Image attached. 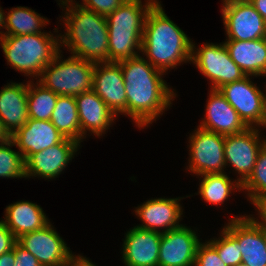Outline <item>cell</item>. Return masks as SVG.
<instances>
[{"label": "cell", "instance_id": "6da1fadb", "mask_svg": "<svg viewBox=\"0 0 266 266\" xmlns=\"http://www.w3.org/2000/svg\"><path fill=\"white\" fill-rule=\"evenodd\" d=\"M118 63L127 96V115L139 128L152 124L176 96L161 78L164 72L156 69L140 54Z\"/></svg>", "mask_w": 266, "mask_h": 266}, {"label": "cell", "instance_id": "7a4b0ae2", "mask_svg": "<svg viewBox=\"0 0 266 266\" xmlns=\"http://www.w3.org/2000/svg\"><path fill=\"white\" fill-rule=\"evenodd\" d=\"M141 52L156 69L166 72L191 61L190 38L165 14L162 6H153L147 14Z\"/></svg>", "mask_w": 266, "mask_h": 266}, {"label": "cell", "instance_id": "3957f363", "mask_svg": "<svg viewBox=\"0 0 266 266\" xmlns=\"http://www.w3.org/2000/svg\"><path fill=\"white\" fill-rule=\"evenodd\" d=\"M68 3L62 4L67 6L66 17L63 19L67 32L60 35V44L66 45L73 56L94 63L109 62L106 17L85 9L78 3Z\"/></svg>", "mask_w": 266, "mask_h": 266}, {"label": "cell", "instance_id": "277c9868", "mask_svg": "<svg viewBox=\"0 0 266 266\" xmlns=\"http://www.w3.org/2000/svg\"><path fill=\"white\" fill-rule=\"evenodd\" d=\"M143 6H145L143 8ZM161 6L157 0H126L106 17L109 40V62H120L138 56L148 12Z\"/></svg>", "mask_w": 266, "mask_h": 266}, {"label": "cell", "instance_id": "5b68a950", "mask_svg": "<svg viewBox=\"0 0 266 266\" xmlns=\"http://www.w3.org/2000/svg\"><path fill=\"white\" fill-rule=\"evenodd\" d=\"M59 36L46 32L29 35L0 36L7 63L26 76H39L60 52ZM58 39H57V38Z\"/></svg>", "mask_w": 266, "mask_h": 266}, {"label": "cell", "instance_id": "8992f818", "mask_svg": "<svg viewBox=\"0 0 266 266\" xmlns=\"http://www.w3.org/2000/svg\"><path fill=\"white\" fill-rule=\"evenodd\" d=\"M60 53L43 69L39 83L63 96L75 97L92 90L95 63L73 55L62 61Z\"/></svg>", "mask_w": 266, "mask_h": 266}, {"label": "cell", "instance_id": "52a82bcc", "mask_svg": "<svg viewBox=\"0 0 266 266\" xmlns=\"http://www.w3.org/2000/svg\"><path fill=\"white\" fill-rule=\"evenodd\" d=\"M192 42L191 61L212 82V88L220 87L241 80L246 75L231 59L226 45L204 44L195 50Z\"/></svg>", "mask_w": 266, "mask_h": 266}, {"label": "cell", "instance_id": "ba28073f", "mask_svg": "<svg viewBox=\"0 0 266 266\" xmlns=\"http://www.w3.org/2000/svg\"><path fill=\"white\" fill-rule=\"evenodd\" d=\"M221 11L226 40L249 41L266 37V21L249 0L223 1Z\"/></svg>", "mask_w": 266, "mask_h": 266}, {"label": "cell", "instance_id": "9c48e42d", "mask_svg": "<svg viewBox=\"0 0 266 266\" xmlns=\"http://www.w3.org/2000/svg\"><path fill=\"white\" fill-rule=\"evenodd\" d=\"M190 136L189 171L196 175L224 173L225 136L197 128Z\"/></svg>", "mask_w": 266, "mask_h": 266}, {"label": "cell", "instance_id": "30bf717a", "mask_svg": "<svg viewBox=\"0 0 266 266\" xmlns=\"http://www.w3.org/2000/svg\"><path fill=\"white\" fill-rule=\"evenodd\" d=\"M259 129L248 127L244 131L225 136V164H231L240 175L237 181L242 185L252 174L257 156L266 144L259 137ZM260 140H262L260 142Z\"/></svg>", "mask_w": 266, "mask_h": 266}, {"label": "cell", "instance_id": "8fae6325", "mask_svg": "<svg viewBox=\"0 0 266 266\" xmlns=\"http://www.w3.org/2000/svg\"><path fill=\"white\" fill-rule=\"evenodd\" d=\"M255 219L250 216L234 217L224 229L239 243L243 263L266 266L264 227Z\"/></svg>", "mask_w": 266, "mask_h": 266}, {"label": "cell", "instance_id": "7c38bea8", "mask_svg": "<svg viewBox=\"0 0 266 266\" xmlns=\"http://www.w3.org/2000/svg\"><path fill=\"white\" fill-rule=\"evenodd\" d=\"M218 90L236 110L244 124L247 127L256 128L255 125L257 126L261 119L266 94L250 81V77L245 76L241 80L220 87Z\"/></svg>", "mask_w": 266, "mask_h": 266}, {"label": "cell", "instance_id": "4fadbf2b", "mask_svg": "<svg viewBox=\"0 0 266 266\" xmlns=\"http://www.w3.org/2000/svg\"><path fill=\"white\" fill-rule=\"evenodd\" d=\"M17 242L42 266H62L72 253L50 223L42 229L22 235Z\"/></svg>", "mask_w": 266, "mask_h": 266}, {"label": "cell", "instance_id": "5bb4252c", "mask_svg": "<svg viewBox=\"0 0 266 266\" xmlns=\"http://www.w3.org/2000/svg\"><path fill=\"white\" fill-rule=\"evenodd\" d=\"M199 244L196 232L183 225L162 233L159 266H194Z\"/></svg>", "mask_w": 266, "mask_h": 266}, {"label": "cell", "instance_id": "9a60e30c", "mask_svg": "<svg viewBox=\"0 0 266 266\" xmlns=\"http://www.w3.org/2000/svg\"><path fill=\"white\" fill-rule=\"evenodd\" d=\"M92 90L116 116L119 113L127 115V96L119 63H95Z\"/></svg>", "mask_w": 266, "mask_h": 266}, {"label": "cell", "instance_id": "2e32d148", "mask_svg": "<svg viewBox=\"0 0 266 266\" xmlns=\"http://www.w3.org/2000/svg\"><path fill=\"white\" fill-rule=\"evenodd\" d=\"M75 140L64 138L60 143L31 154L25 160V175L52 179L57 177L72 160L80 146Z\"/></svg>", "mask_w": 266, "mask_h": 266}, {"label": "cell", "instance_id": "e0dca14e", "mask_svg": "<svg viewBox=\"0 0 266 266\" xmlns=\"http://www.w3.org/2000/svg\"><path fill=\"white\" fill-rule=\"evenodd\" d=\"M162 232L135 226L125 235L123 261L126 266H159V247Z\"/></svg>", "mask_w": 266, "mask_h": 266}, {"label": "cell", "instance_id": "ac0fdd59", "mask_svg": "<svg viewBox=\"0 0 266 266\" xmlns=\"http://www.w3.org/2000/svg\"><path fill=\"white\" fill-rule=\"evenodd\" d=\"M11 139L26 160L31 154L60 143L64 137L50 120L29 118L26 125L11 135Z\"/></svg>", "mask_w": 266, "mask_h": 266}, {"label": "cell", "instance_id": "d6986e66", "mask_svg": "<svg viewBox=\"0 0 266 266\" xmlns=\"http://www.w3.org/2000/svg\"><path fill=\"white\" fill-rule=\"evenodd\" d=\"M179 201V198H157L146 201L135 210L136 215L144 223L137 227L156 232H161L158 229L164 228L162 233L180 227L182 224H179V219L183 210Z\"/></svg>", "mask_w": 266, "mask_h": 266}, {"label": "cell", "instance_id": "ffe728a7", "mask_svg": "<svg viewBox=\"0 0 266 266\" xmlns=\"http://www.w3.org/2000/svg\"><path fill=\"white\" fill-rule=\"evenodd\" d=\"M207 100L206 118L198 127L223 136L240 133L248 128L219 90L211 89Z\"/></svg>", "mask_w": 266, "mask_h": 266}, {"label": "cell", "instance_id": "44dd1931", "mask_svg": "<svg viewBox=\"0 0 266 266\" xmlns=\"http://www.w3.org/2000/svg\"><path fill=\"white\" fill-rule=\"evenodd\" d=\"M75 100L80 122V142L87 131L100 136L114 122L116 115L93 90L75 96Z\"/></svg>", "mask_w": 266, "mask_h": 266}, {"label": "cell", "instance_id": "7402d4cb", "mask_svg": "<svg viewBox=\"0 0 266 266\" xmlns=\"http://www.w3.org/2000/svg\"><path fill=\"white\" fill-rule=\"evenodd\" d=\"M27 92V83H11L0 91V119L10 135L26 125L29 119Z\"/></svg>", "mask_w": 266, "mask_h": 266}, {"label": "cell", "instance_id": "603a6c76", "mask_svg": "<svg viewBox=\"0 0 266 266\" xmlns=\"http://www.w3.org/2000/svg\"><path fill=\"white\" fill-rule=\"evenodd\" d=\"M232 61L246 76H264L266 73V37L257 40L224 42Z\"/></svg>", "mask_w": 266, "mask_h": 266}, {"label": "cell", "instance_id": "cb8c5ba5", "mask_svg": "<svg viewBox=\"0 0 266 266\" xmlns=\"http://www.w3.org/2000/svg\"><path fill=\"white\" fill-rule=\"evenodd\" d=\"M4 223L16 239L49 224L43 209L32 202L20 201L6 207Z\"/></svg>", "mask_w": 266, "mask_h": 266}, {"label": "cell", "instance_id": "d4e9b609", "mask_svg": "<svg viewBox=\"0 0 266 266\" xmlns=\"http://www.w3.org/2000/svg\"><path fill=\"white\" fill-rule=\"evenodd\" d=\"M50 121L64 138L80 143V122L74 96L58 95Z\"/></svg>", "mask_w": 266, "mask_h": 266}, {"label": "cell", "instance_id": "484cf974", "mask_svg": "<svg viewBox=\"0 0 266 266\" xmlns=\"http://www.w3.org/2000/svg\"><path fill=\"white\" fill-rule=\"evenodd\" d=\"M49 21L43 18L34 10L27 7L12 8L7 13L5 33L0 36L39 34L40 27L45 26Z\"/></svg>", "mask_w": 266, "mask_h": 266}, {"label": "cell", "instance_id": "4316f807", "mask_svg": "<svg viewBox=\"0 0 266 266\" xmlns=\"http://www.w3.org/2000/svg\"><path fill=\"white\" fill-rule=\"evenodd\" d=\"M199 193L201 197L210 204H222L226 199L229 198L231 191L236 188L238 190L242 189V185L235 180H230V177L224 173L215 174H204Z\"/></svg>", "mask_w": 266, "mask_h": 266}, {"label": "cell", "instance_id": "83f0119b", "mask_svg": "<svg viewBox=\"0 0 266 266\" xmlns=\"http://www.w3.org/2000/svg\"><path fill=\"white\" fill-rule=\"evenodd\" d=\"M27 106L31 119L50 120L58 95L39 83L38 86L28 81Z\"/></svg>", "mask_w": 266, "mask_h": 266}, {"label": "cell", "instance_id": "f1b7e54d", "mask_svg": "<svg viewBox=\"0 0 266 266\" xmlns=\"http://www.w3.org/2000/svg\"><path fill=\"white\" fill-rule=\"evenodd\" d=\"M242 190H247L253 205L266 198V144L257 156L252 174L242 184Z\"/></svg>", "mask_w": 266, "mask_h": 266}, {"label": "cell", "instance_id": "f546056e", "mask_svg": "<svg viewBox=\"0 0 266 266\" xmlns=\"http://www.w3.org/2000/svg\"><path fill=\"white\" fill-rule=\"evenodd\" d=\"M11 146H16L11 138L0 143V177L24 178L25 160L20 151L10 149Z\"/></svg>", "mask_w": 266, "mask_h": 266}, {"label": "cell", "instance_id": "4dcf8cb0", "mask_svg": "<svg viewBox=\"0 0 266 266\" xmlns=\"http://www.w3.org/2000/svg\"><path fill=\"white\" fill-rule=\"evenodd\" d=\"M220 239L208 241L217 251L221 261L226 266H235L242 262V254L239 243L223 228Z\"/></svg>", "mask_w": 266, "mask_h": 266}, {"label": "cell", "instance_id": "1f68e13d", "mask_svg": "<svg viewBox=\"0 0 266 266\" xmlns=\"http://www.w3.org/2000/svg\"><path fill=\"white\" fill-rule=\"evenodd\" d=\"M194 266H226L217 251L207 242L198 245Z\"/></svg>", "mask_w": 266, "mask_h": 266}, {"label": "cell", "instance_id": "d6a6232c", "mask_svg": "<svg viewBox=\"0 0 266 266\" xmlns=\"http://www.w3.org/2000/svg\"><path fill=\"white\" fill-rule=\"evenodd\" d=\"M126 0H83L81 7L94 11L98 15L107 17L113 13Z\"/></svg>", "mask_w": 266, "mask_h": 266}, {"label": "cell", "instance_id": "836d02e7", "mask_svg": "<svg viewBox=\"0 0 266 266\" xmlns=\"http://www.w3.org/2000/svg\"><path fill=\"white\" fill-rule=\"evenodd\" d=\"M14 266H42L36 257L23 248L18 242L14 244Z\"/></svg>", "mask_w": 266, "mask_h": 266}, {"label": "cell", "instance_id": "e575fe53", "mask_svg": "<svg viewBox=\"0 0 266 266\" xmlns=\"http://www.w3.org/2000/svg\"><path fill=\"white\" fill-rule=\"evenodd\" d=\"M17 239L3 220L0 221V256L13 249Z\"/></svg>", "mask_w": 266, "mask_h": 266}, {"label": "cell", "instance_id": "d590c367", "mask_svg": "<svg viewBox=\"0 0 266 266\" xmlns=\"http://www.w3.org/2000/svg\"><path fill=\"white\" fill-rule=\"evenodd\" d=\"M62 266H96L89 259L83 256H75L72 253L69 255L67 261Z\"/></svg>", "mask_w": 266, "mask_h": 266}, {"label": "cell", "instance_id": "8d00e7d4", "mask_svg": "<svg viewBox=\"0 0 266 266\" xmlns=\"http://www.w3.org/2000/svg\"><path fill=\"white\" fill-rule=\"evenodd\" d=\"M15 257H14V246L13 249L3 253L0 256V266H14Z\"/></svg>", "mask_w": 266, "mask_h": 266}, {"label": "cell", "instance_id": "74e56055", "mask_svg": "<svg viewBox=\"0 0 266 266\" xmlns=\"http://www.w3.org/2000/svg\"><path fill=\"white\" fill-rule=\"evenodd\" d=\"M249 2L266 21V0H249Z\"/></svg>", "mask_w": 266, "mask_h": 266}, {"label": "cell", "instance_id": "f35d334b", "mask_svg": "<svg viewBox=\"0 0 266 266\" xmlns=\"http://www.w3.org/2000/svg\"><path fill=\"white\" fill-rule=\"evenodd\" d=\"M255 206L260 214L261 221L259 223L263 227H266V198L261 199Z\"/></svg>", "mask_w": 266, "mask_h": 266}, {"label": "cell", "instance_id": "ab89813d", "mask_svg": "<svg viewBox=\"0 0 266 266\" xmlns=\"http://www.w3.org/2000/svg\"><path fill=\"white\" fill-rule=\"evenodd\" d=\"M11 138V135L6 131L2 120L0 119V143L5 142Z\"/></svg>", "mask_w": 266, "mask_h": 266}, {"label": "cell", "instance_id": "60d3db41", "mask_svg": "<svg viewBox=\"0 0 266 266\" xmlns=\"http://www.w3.org/2000/svg\"><path fill=\"white\" fill-rule=\"evenodd\" d=\"M258 126H266V97L263 101V108H262V115L259 123L257 124Z\"/></svg>", "mask_w": 266, "mask_h": 266}, {"label": "cell", "instance_id": "b9f144b4", "mask_svg": "<svg viewBox=\"0 0 266 266\" xmlns=\"http://www.w3.org/2000/svg\"><path fill=\"white\" fill-rule=\"evenodd\" d=\"M6 19H7V16L3 12V10L0 8V29H1V27H4L5 28V26H6Z\"/></svg>", "mask_w": 266, "mask_h": 266}, {"label": "cell", "instance_id": "7bdbcfd3", "mask_svg": "<svg viewBox=\"0 0 266 266\" xmlns=\"http://www.w3.org/2000/svg\"><path fill=\"white\" fill-rule=\"evenodd\" d=\"M235 266H248V265L245 264V263H243V262H241L240 264H237V265H235Z\"/></svg>", "mask_w": 266, "mask_h": 266}, {"label": "cell", "instance_id": "ee69618b", "mask_svg": "<svg viewBox=\"0 0 266 266\" xmlns=\"http://www.w3.org/2000/svg\"><path fill=\"white\" fill-rule=\"evenodd\" d=\"M264 235H265V239H266V227H264Z\"/></svg>", "mask_w": 266, "mask_h": 266}]
</instances>
